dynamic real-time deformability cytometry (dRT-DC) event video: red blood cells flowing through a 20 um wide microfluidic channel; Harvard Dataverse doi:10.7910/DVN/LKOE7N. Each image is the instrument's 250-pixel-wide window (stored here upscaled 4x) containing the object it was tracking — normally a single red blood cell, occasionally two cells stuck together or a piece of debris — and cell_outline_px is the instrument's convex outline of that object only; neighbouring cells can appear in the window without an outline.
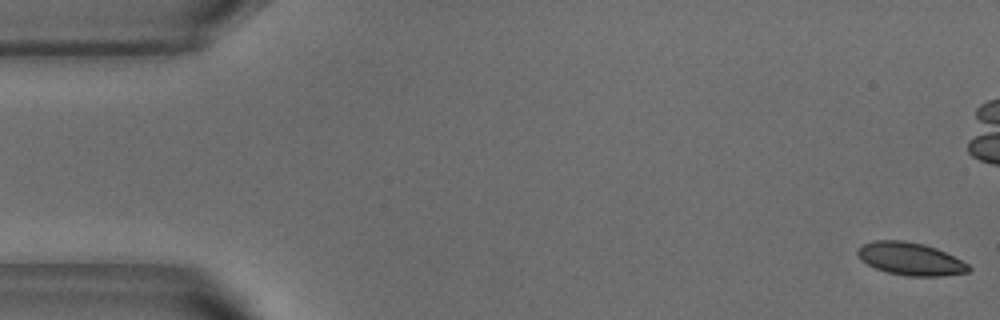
{"species": "common noctule bat (a hibernating species)", "species_latin": "Nyctalus noctula", "temperature_condition": "warm", "stored_images_in_passage": 53, "camera_frame_rate_fps": 3000, "um_per_image_px": 0.085, "animal": {"sex": "male", "body_mass_g": 18.8}, "frame": {"image": 1, "passage_image": 1, "time_ms": 0.0, "image_size_px": [1000, 320], "cell_outline_px": [[972, 268], [968, 272], [940, 276], [908, 276], [888, 272], [876, 268], [860, 260], [856, 252], [856, 248], [872, 240], [904, 240], [924, 244], [936, 248], [968, 264]], "centroid_in_image_um": [77.35, 21.99], "position_along_channel_um": 7.7, "area_um2": 21.1}}
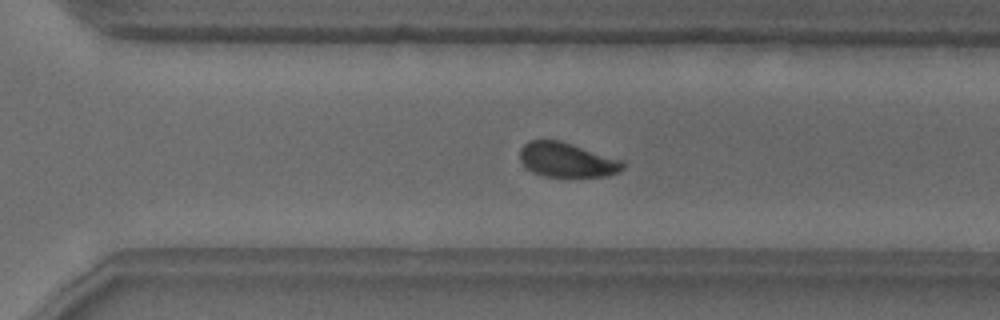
{"frame": {"image": 2, "passage_image": 36, "time_ms": 11.667, "image_size_px": [1000, 320], "cell_outline_px": [[624, 168], [620, 172], [608, 176], [544, 176], [532, 172], [520, 160], [520, 148], [528, 140], [560, 140], [624, 160]], "centroid_in_image_um": [48.21, 13.58], "position_along_channel_um": 322.4, "area_um2": 20.81}}
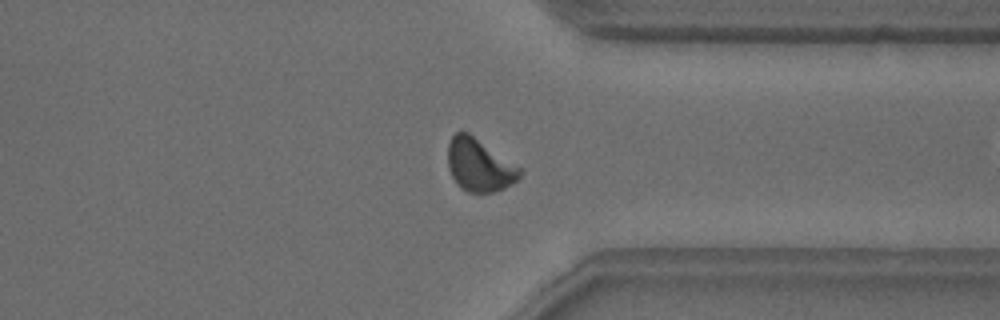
{"frame": {"image": 3, "passage_image": 40, "time_ms": 13.0, "image_size_px": [1000, 320], "cell_outline_px": [[520, 180], [496, 192], [468, 192], [460, 188], [456, 184], [448, 168], [448, 144], [452, 136], [456, 132], [468, 132], [520, 168]], "centroid_in_image_um": [40.72, 14.06], "position_along_channel_um": 370.7, "area_um2": 21.91}, "authors_computed_cell_mechanics": {"area_um2": 21.7906, "velocity_mm_per_s": 3.8007, "shape_relaxation_time_tau1_ms": 2.2189, "shape_relaxation_time_tau2_ms": null, "deformation_change_tau1": 0.1014, "deformation_change_tau2": null}}